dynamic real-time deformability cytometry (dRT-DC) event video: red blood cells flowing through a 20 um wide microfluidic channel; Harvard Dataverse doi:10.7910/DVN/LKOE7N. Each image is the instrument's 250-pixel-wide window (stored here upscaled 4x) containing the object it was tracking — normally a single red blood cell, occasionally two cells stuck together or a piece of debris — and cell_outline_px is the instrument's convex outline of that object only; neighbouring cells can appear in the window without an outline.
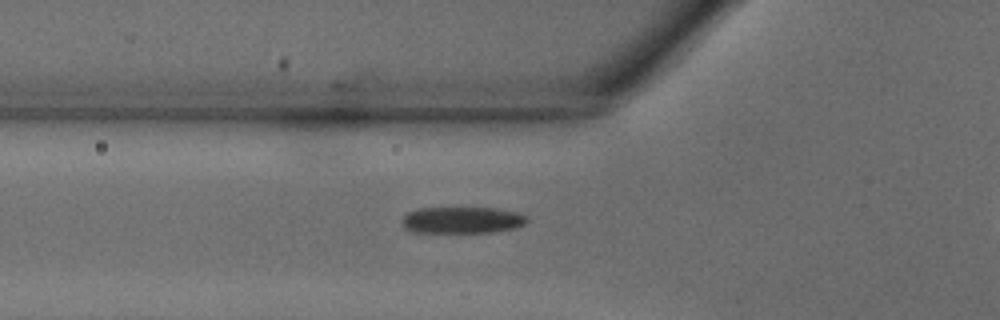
{"species": "common noctule bat (a hibernating species)", "species_latin": "Nyctalus noctula", "temperature_condition": "warm", "stored_images_in_passage": 28, "camera_frame_rate_fps": 3000, "um_per_image_px": 0.085, "animal": {"sex": "male", "body_mass_g": 18.8}, "frame": {"image": 1, "passage_image": 6, "time_ms": 1.667, "image_size_px": [1000, 320], "cell_outline_px": [[528, 220], [524, 224], [512, 228], [492, 232], [416, 232], [404, 228], [400, 224], [400, 220], [408, 212], [420, 208], [496, 208], [520, 212], [528, 216]], "centroid_in_image_um": [39.27, 18.7], "position_along_channel_um": 86.5, "area_um2": 19.42}}
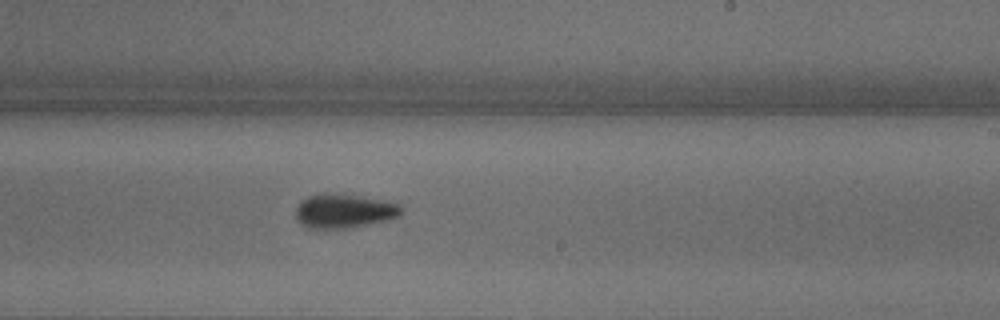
{"frame": {"image": 2, "passage_image": 16, "time_ms": 5.0, "image_size_px": [1000, 320], "cell_outline_px": [[400, 216], [384, 220], [344, 228], [308, 228], [300, 224], [296, 220], [296, 208], [300, 200], [308, 196], [356, 196], [380, 200], [400, 204]], "centroid_in_image_um": [29.18, 17.97], "position_along_channel_um": 259.8, "area_um2": 19.88}}
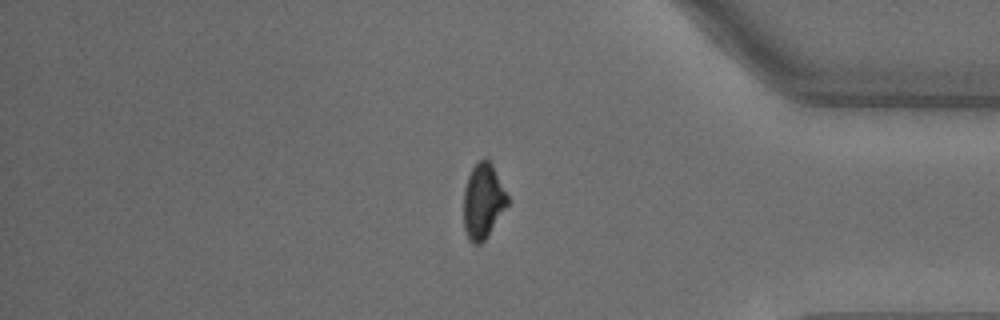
{"frame": {"image": 3, "passage_image": 25, "time_ms": 8.0, "image_size_px": [1000, 320], "cell_outline_px": [[508, 204], [484, 240], [480, 244], [472, 244], [468, 240], [464, 228], [464, 188], [468, 176], [472, 168], [480, 160], [488, 160], [492, 164], [508, 196]], "centroid_in_image_um": [41.04, 17.12], "position_along_channel_um": 394.2, "area_um2": 18.9}}